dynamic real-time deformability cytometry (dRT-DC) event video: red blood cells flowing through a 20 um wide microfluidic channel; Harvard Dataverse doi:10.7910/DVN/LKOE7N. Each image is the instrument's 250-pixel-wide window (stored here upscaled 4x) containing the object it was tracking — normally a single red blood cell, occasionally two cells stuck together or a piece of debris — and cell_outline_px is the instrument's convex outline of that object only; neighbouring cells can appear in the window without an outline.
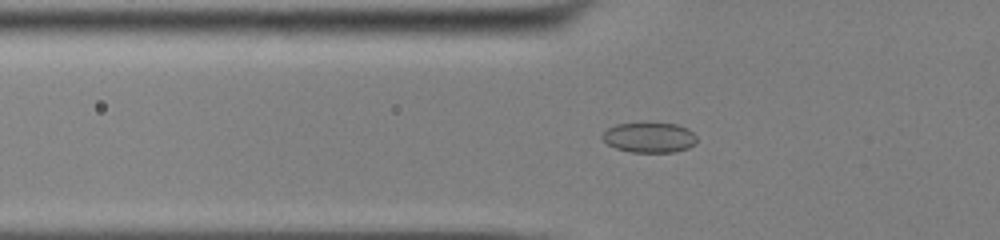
{"species": "common noctule bat (a hibernating species)", "species_latin": "Nyctalus noctula", "temperature_condition": "cold", "stored_images_in_passage": 53, "camera_frame_rate_fps": 3000, "um_per_image_px": 0.085, "animal": {"sex": "male", "body_mass_g": 13.0, "forearm_length_mm": 53.1}, "frame": {"image": 1, "passage_image": 19, "time_ms": 6.0, "image_size_px": [1000, 240], "cell_outline_px": [[696, 144], [688, 148], [676, 152], [632, 152], [616, 148], [608, 144], [600, 136], [608, 128], [616, 124], [676, 124], [688, 128], [696, 136]], "centroid_in_image_um": [55.21, 11.7], "position_along_channel_um": 70.6, "area_um2": 16.42}}
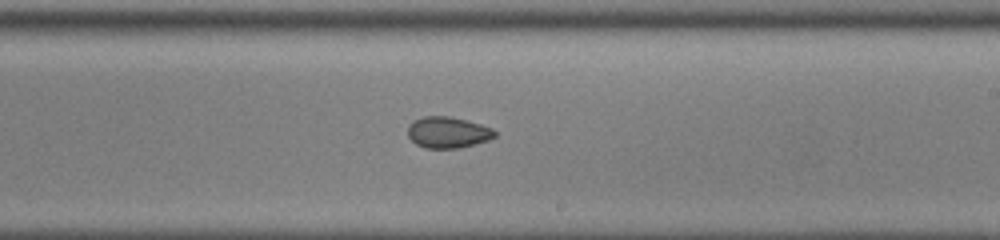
{"frame": {"image": 2, "passage_image": 33, "time_ms": 10.667, "image_size_px": [1000, 240], "cell_outline_px": [[496, 136], [488, 140], [476, 144], [460, 148], [424, 148], [416, 144], [408, 136], [408, 124], [412, 120], [424, 116], [448, 116], [480, 124], [492, 128], [496, 132]], "centroid_in_image_um": [38.04, 11.26], "position_along_channel_um": 251.0, "area_um2": 15.9}}
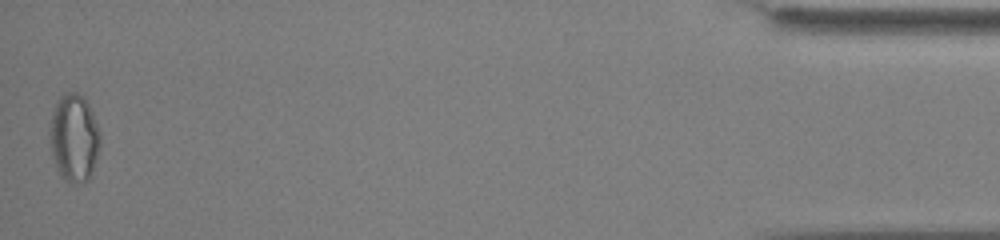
{"frame": {"image": 3, "passage_image": 53, "time_ms": 17.333, "image_size_px": [1000, 240], "cell_outline_px": [[100, 148], [92, 176], [88, 180], [76, 184], [72, 184], [64, 180], [60, 176], [56, 168], [52, 156], [48, 124], [52, 112], [60, 96], [64, 92], [76, 92], [84, 96], [92, 112], [100, 132]], "centroid_in_image_um": [6.29, 11.74], "position_along_channel_um": 428.9, "area_um2": 26.36}, "authors_computed_cell_mechanics": {"area_um2": 17.8602, "velocity_mm_per_s": 3.8948, "shape_relaxation_time_tau1_ms": 7.3473, "shape_relaxation_time_tau2_ms": 5.4451, "deformation_change_tau1": 0.0791, "deformation_change_tau2": 0.0943}}